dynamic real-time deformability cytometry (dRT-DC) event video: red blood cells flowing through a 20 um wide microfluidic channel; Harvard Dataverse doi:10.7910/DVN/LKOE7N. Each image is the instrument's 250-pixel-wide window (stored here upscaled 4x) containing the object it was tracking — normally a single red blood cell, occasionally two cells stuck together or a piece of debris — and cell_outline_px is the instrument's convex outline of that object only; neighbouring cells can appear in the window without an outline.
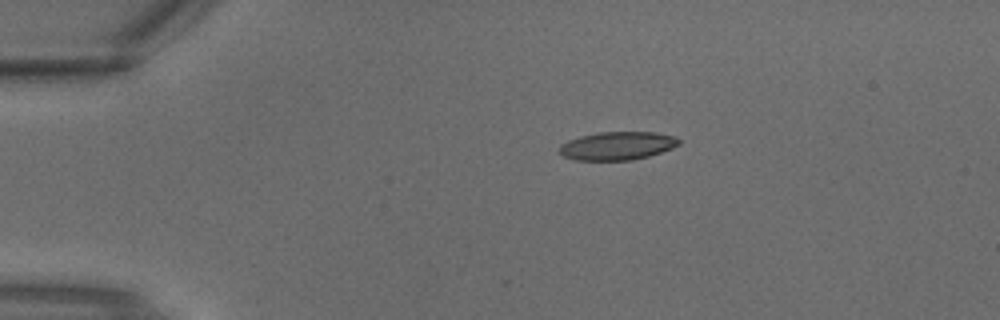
{"species": "common noctule bat (a hibernating species)", "species_latin": "Nyctalus noctula", "temperature_condition": "warm", "stored_images_in_passage": 2, "camera_frame_rate_fps": 3000, "um_per_image_px": 0.085, "animal": {"sex": "male", "body_mass_g": 18.8}, "frame": {"image": 1, "passage_image": 1, "time_ms": 0.0, "image_size_px": [1000, 320], "cell_outline_px": [[680, 144], [672, 148], [648, 156], [632, 160], [576, 160], [564, 156], [560, 152], [560, 144], [568, 140], [580, 136], [600, 132], [656, 132], [676, 136], [680, 140]], "centroid_in_image_um": [52.49, 12.38], "position_along_channel_um": 32.5, "area_um2": 19.65}}
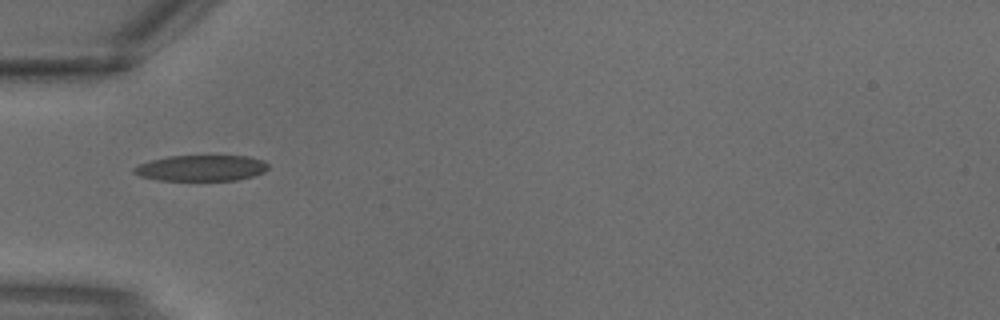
{"frame": {"image": 2, "passage_image": 2, "time_ms": 0.333, "image_size_px": [1000, 320], "cell_outline_px": [[268, 168], [264, 172], [252, 176], [236, 180], [160, 180], [140, 176], [132, 172], [132, 168], [140, 164], [152, 160], [168, 156], [248, 156], [264, 160], [268, 164]], "centroid_in_image_um": [17.12, 14.28], "position_along_channel_um": 67.9, "area_um2": 20.17}}